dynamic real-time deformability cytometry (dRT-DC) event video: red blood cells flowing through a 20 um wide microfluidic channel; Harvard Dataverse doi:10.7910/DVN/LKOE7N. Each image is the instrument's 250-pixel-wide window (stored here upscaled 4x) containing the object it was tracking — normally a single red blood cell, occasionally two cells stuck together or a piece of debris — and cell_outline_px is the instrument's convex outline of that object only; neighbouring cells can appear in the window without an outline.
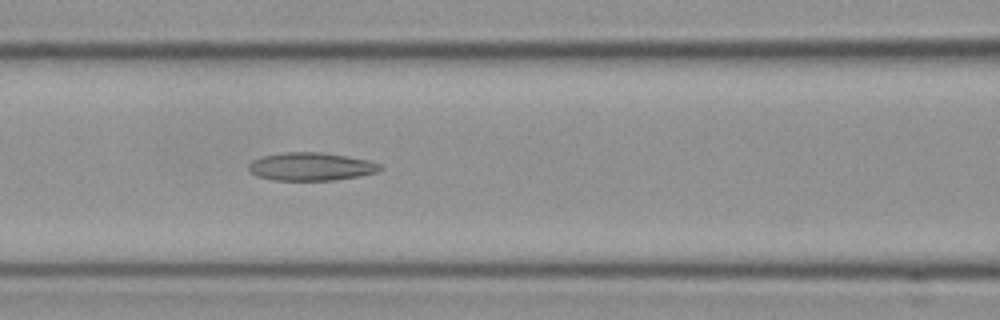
{"species": "Egyptian fruit bat (a non-hibernating species)", "species_latin": "Rousettus aegyptiacus", "temperature_condition": "cold", "stored_images_in_passage": 3, "camera_frame_rate_fps": 3000, "um_per_image_px": 0.085, "frame": {"image": 1, "passage_image": 3, "time_ms": 0.667, "image_size_px": [1000, 320], "cell_outline_px": [[384, 168], [376, 172], [360, 176], [332, 180], [272, 180], [256, 176], [248, 168], [248, 164], [252, 160], [260, 156], [284, 152], [324, 152], [368, 160], [380, 164]], "centroid_in_image_um": [26.41, 14.15], "position_along_channel_um": 140.2, "area_um2": 21.62}}